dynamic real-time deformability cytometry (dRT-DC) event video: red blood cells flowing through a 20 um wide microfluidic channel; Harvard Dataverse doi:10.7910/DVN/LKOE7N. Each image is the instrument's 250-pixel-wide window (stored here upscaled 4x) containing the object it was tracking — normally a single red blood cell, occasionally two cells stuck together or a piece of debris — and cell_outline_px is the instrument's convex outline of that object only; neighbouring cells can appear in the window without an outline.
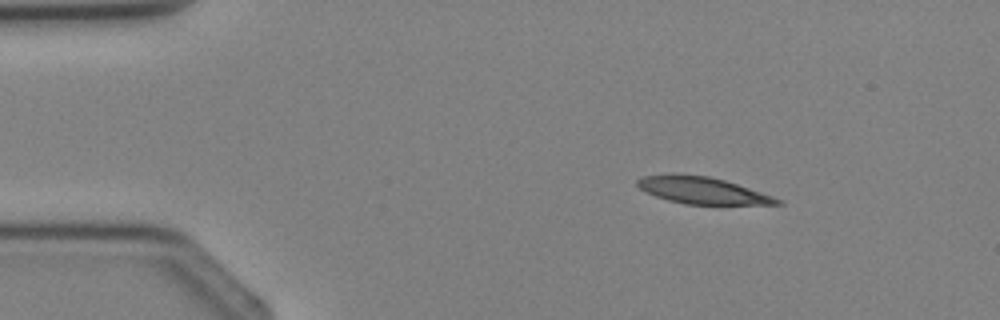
{"species": "Egyptian fruit bat (a non-hibernating species)", "species_latin": "Rousettus aegyptiacus", "temperature_condition": "cold", "stored_images_in_passage": 2, "camera_frame_rate_fps": 3000, "um_per_image_px": 0.085, "animal": {"sex": "female"}, "frame": {"image": 1, "passage_image": 1, "time_ms": 0.0, "image_size_px": [1000, 320], "cell_outline_px": [[784, 204], [684, 204], [668, 200], [656, 196], [640, 188], [636, 184], [636, 180], [644, 176], [672, 172], [676, 172], [708, 176], [724, 180], [784, 200]], "centroid_in_image_um": [59.65, 16.16], "position_along_channel_um": 25.3, "area_um2": 21.85}}